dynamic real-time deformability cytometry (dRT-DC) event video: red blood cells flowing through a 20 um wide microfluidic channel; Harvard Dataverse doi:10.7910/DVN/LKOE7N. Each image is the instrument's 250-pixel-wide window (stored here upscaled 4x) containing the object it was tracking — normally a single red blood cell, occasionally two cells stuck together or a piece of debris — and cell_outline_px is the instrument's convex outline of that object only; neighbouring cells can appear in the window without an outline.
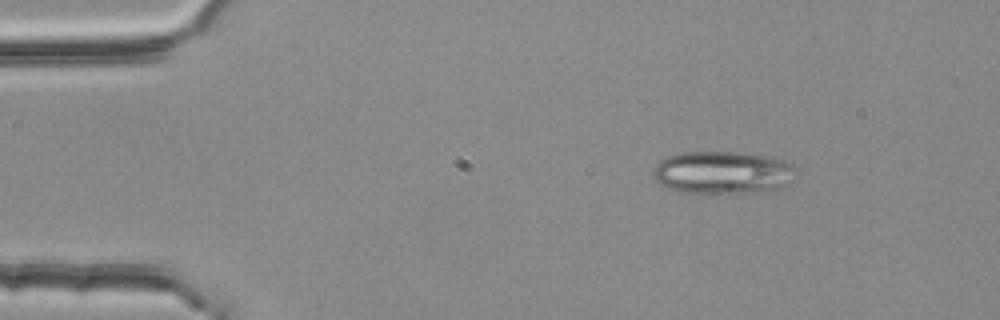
{"species": "common noctule bat (a hibernating species)", "species_latin": "Nyctalus noctula", "temperature_condition": "room temperature", "stored_images_in_passage": 47, "camera_frame_rate_fps": 3000, "um_per_image_px": 0.085, "animal": {"sex": "female", "body_mass_g": 25.1}, "frame": {"image": 1, "passage_image": 1, "time_ms": 0.0, "image_size_px": [1000, 320], "cell_outline_px": [[796, 168], [788, 184], [772, 188], [744, 192], [684, 192], [668, 188], [660, 184], [652, 176], [652, 168], [660, 160], [668, 156], [680, 152], [736, 152], [764, 156], [780, 160], [792, 164]], "centroid_in_image_um": [61.32, 14.64], "position_along_channel_um": 23.7, "area_um2": 34.74}}
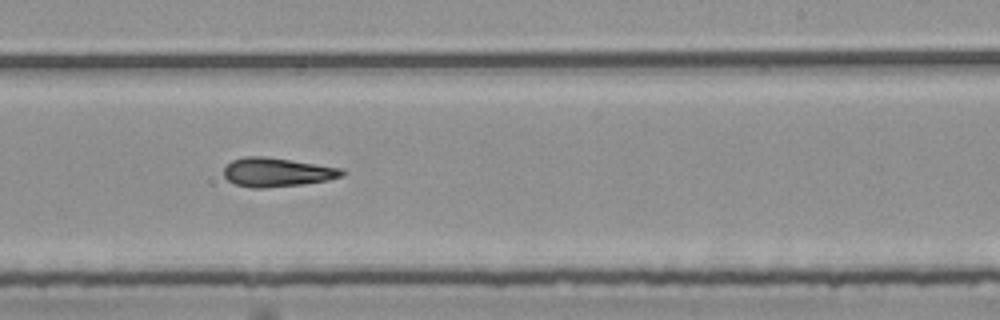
{"frame": {"image": 2, "passage_image": 26, "time_ms": 8.333, "image_size_px": [1000, 320], "cell_outline_px": [[348, 172], [340, 176], [328, 180], [304, 184], [264, 188], [252, 188], [236, 184], [228, 180], [224, 176], [224, 168], [232, 160], [244, 156], [264, 156], [344, 168]], "centroid_in_image_um": [23.57, 14.64], "position_along_channel_um": 265.4, "area_um2": 20.0}}
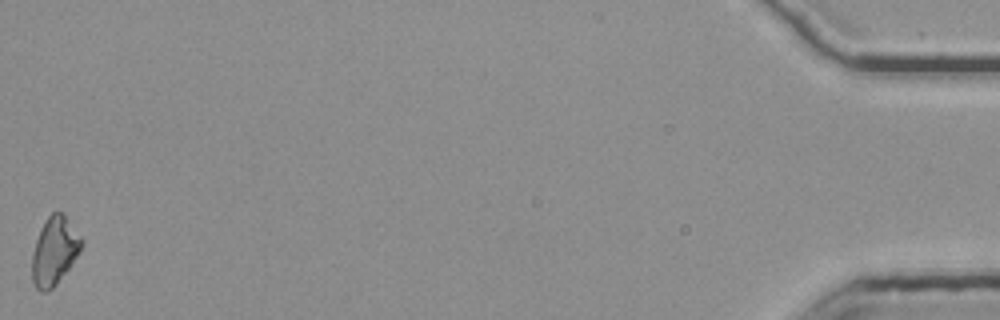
{"frame": {"image": 3, "passage_image": 47, "time_ms": 15.333, "image_size_px": [1000, 320], "cell_outline_px": [[84, 244], [80, 252], [56, 284], [48, 292], [40, 292], [36, 288], [32, 280], [32, 252], [40, 228], [48, 216], [52, 212], [64, 212], [84, 240]], "centroid_in_image_um": [4.63, 21.31], "position_along_channel_um": 430.6, "area_um2": 19.83}, "authors_computed_cell_mechanics": {"area_um2": 19.7098, "velocity_mm_per_s": 3.8028, "shape_relaxation_time_tau1_ms": null, "shape_relaxation_time_tau2_ms": 9.2241, "deformation_change_tau1": null, "deformation_change_tau2": 0.2359}}